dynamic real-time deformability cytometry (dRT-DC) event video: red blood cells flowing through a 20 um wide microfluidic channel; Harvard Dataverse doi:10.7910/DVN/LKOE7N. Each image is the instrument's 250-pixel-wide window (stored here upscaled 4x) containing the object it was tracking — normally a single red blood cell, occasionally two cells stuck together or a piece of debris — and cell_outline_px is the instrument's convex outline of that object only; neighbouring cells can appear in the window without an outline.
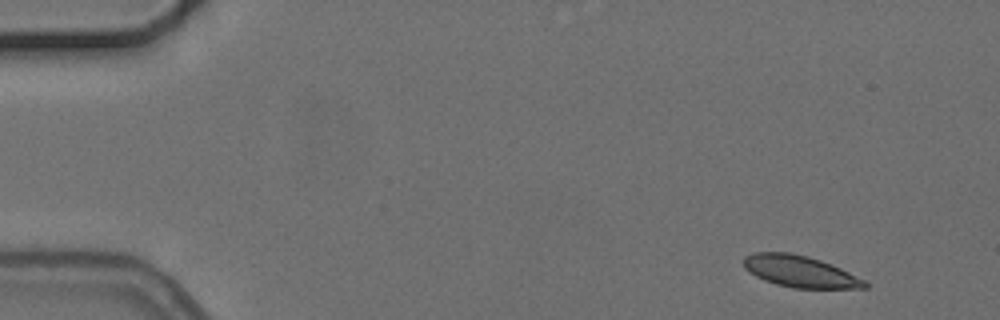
{"species": "common noctule bat (a hibernating species)", "species_latin": "Nyctalus noctula", "temperature_condition": "cold", "stored_images_in_passage": 5, "camera_frame_rate_fps": 3000, "um_per_image_px": 0.085, "animal": {"sex": "female", "body_mass_g": 24.6, "forearm_length_mm": 56.2}, "frame": {"image": 1, "passage_image": 1, "time_ms": 0.0, "image_size_px": [1000, 320], "cell_outline_px": [[868, 288], [792, 288], [776, 284], [764, 280], [748, 272], [744, 268], [744, 256], [752, 252], [792, 252], [808, 256], [832, 264], [864, 280], [868, 284]], "centroid_in_image_um": [67.96, 23.06], "position_along_channel_um": 17.0, "area_um2": 22.37}}
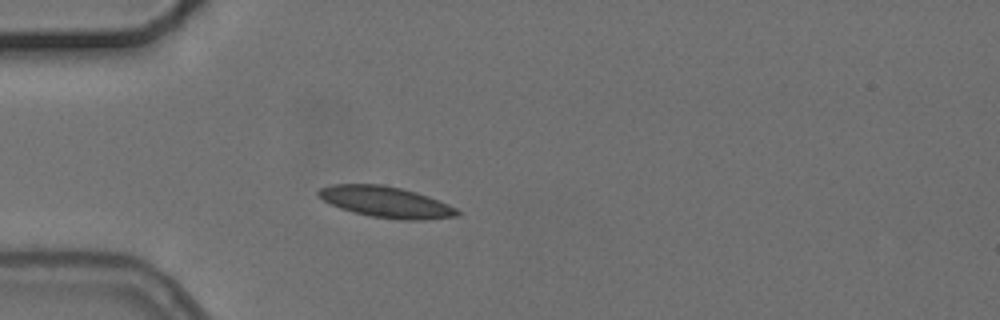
{"frame": {"image": 2, "passage_image": 4, "time_ms": 3.667, "image_size_px": [1000, 320], "cell_outline_px": [[460, 216], [424, 220], [400, 220], [372, 216], [352, 212], [340, 208], [324, 200], [316, 192], [320, 188], [332, 184], [384, 184], [416, 192], [440, 200], [456, 208], [460, 212]], "centroid_in_image_um": [32.84, 17.17], "position_along_channel_um": 52.2, "area_um2": 25.14}}